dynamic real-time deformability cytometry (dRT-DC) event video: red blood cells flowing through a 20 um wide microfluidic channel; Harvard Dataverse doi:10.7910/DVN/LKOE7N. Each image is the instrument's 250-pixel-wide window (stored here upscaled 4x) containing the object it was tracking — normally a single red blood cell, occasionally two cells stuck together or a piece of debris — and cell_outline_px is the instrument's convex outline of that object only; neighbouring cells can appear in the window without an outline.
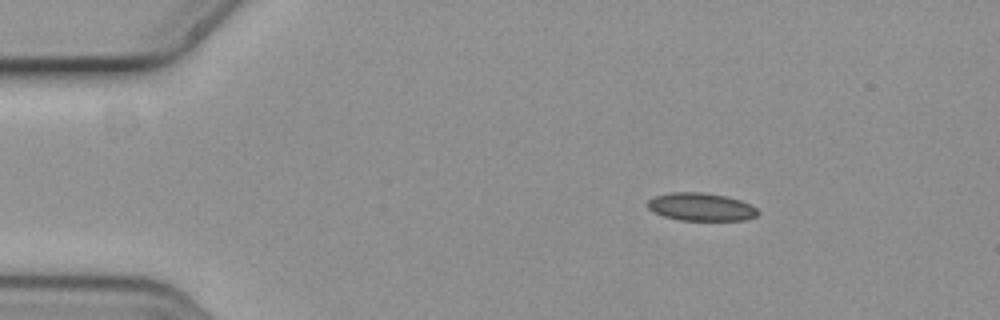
{"species": "common noctule bat (a hibernating species)", "species_latin": "Nyctalus noctula", "temperature_condition": "cold", "stored_images_in_passage": 5, "camera_frame_rate_fps": 3000, "um_per_image_px": 0.085, "animal": {"sex": "female", "body_mass_g": 19.3, "forearm_length_mm": 54.1}, "frame": {"image": 1, "passage_image": 2, "time_ms": 0.333, "image_size_px": [1000, 320], "cell_outline_px": [[760, 212], [756, 216], [744, 220], [680, 220], [664, 216], [652, 212], [648, 208], [648, 200], [652, 196], [672, 192], [704, 192], [724, 196], [740, 200], [756, 208]], "centroid_in_image_um": [59.55, 17.58], "position_along_channel_um": 25.5, "area_um2": 17.92}}
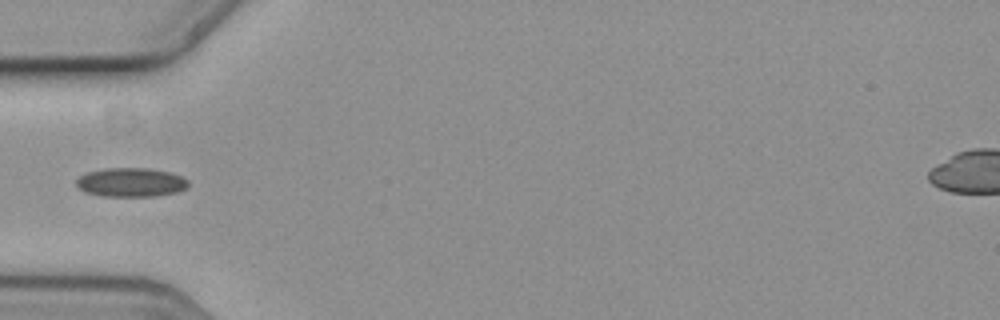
{"frame": {"image": 2, "passage_image": 5, "time_ms": 1.333, "image_size_px": [1000, 320], "cell_outline_px": [[188, 188], [176, 192], [156, 196], [100, 196], [84, 192], [76, 188], [76, 180], [80, 176], [88, 172], [104, 168], [148, 168], [168, 172], [180, 176], [188, 180]], "centroid_in_image_um": [11.09, 15.5], "position_along_channel_um": 73.9, "area_um2": 19.02}}